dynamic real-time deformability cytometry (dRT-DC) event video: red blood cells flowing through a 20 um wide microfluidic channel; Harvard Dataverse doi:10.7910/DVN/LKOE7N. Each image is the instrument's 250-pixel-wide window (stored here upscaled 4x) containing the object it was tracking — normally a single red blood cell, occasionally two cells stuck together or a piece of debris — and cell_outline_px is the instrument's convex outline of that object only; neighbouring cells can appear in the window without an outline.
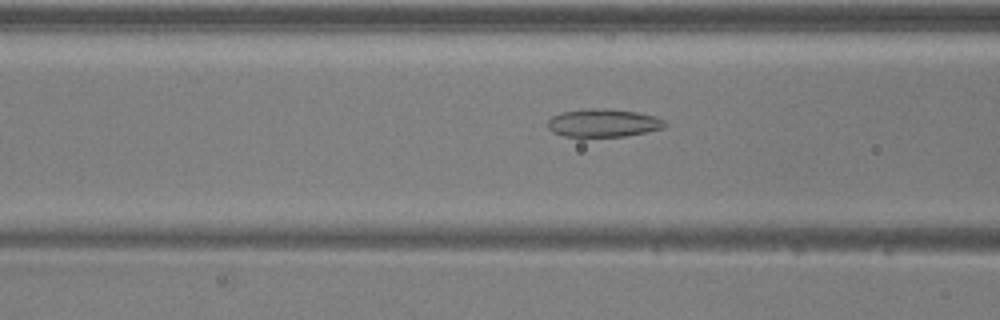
{"species": "common noctule bat (a hibernating species)", "species_latin": "Nyctalus noctula", "temperature_condition": "warm", "stored_images_in_passage": 32, "camera_frame_rate_fps": 3000, "um_per_image_px": 0.085, "animal": {"sex": "male", "body_mass_g": 20.5, "forearm_length_mm": 52.5}, "frame": {"image": 1, "passage_image": 12, "time_ms": 3.667, "image_size_px": [1000, 320], "cell_outline_px": [[668, 124], [664, 128], [624, 136], [564, 136], [552, 132], [548, 128], [548, 120], [552, 116], [560, 112], [588, 108], [604, 108], [636, 112], [656, 116], [664, 120]], "centroid_in_image_um": [51.27, 10.44], "position_along_channel_um": 115.3, "area_um2": 19.13}}
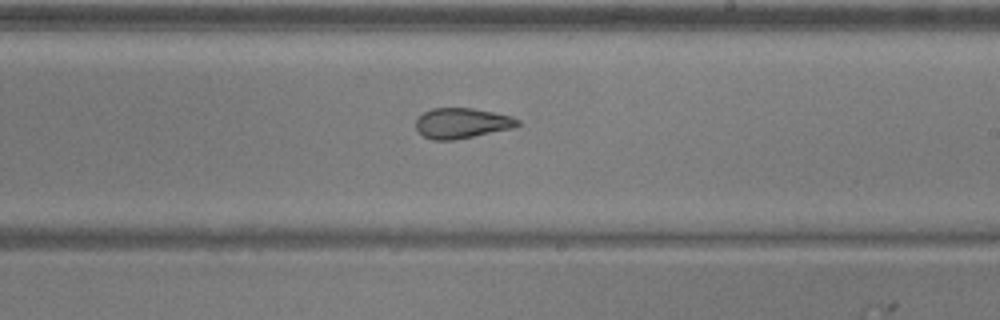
{"frame": {"image": 2, "passage_image": 22, "time_ms": 7.0, "image_size_px": [1000, 320], "cell_outline_px": [[520, 124], [512, 128], [456, 140], [432, 140], [424, 136], [416, 128], [416, 120], [424, 112], [432, 108], [472, 108], [512, 116], [520, 120]], "centroid_in_image_um": [39.26, 10.47], "position_along_channel_um": 249.7, "area_um2": 17.92}}
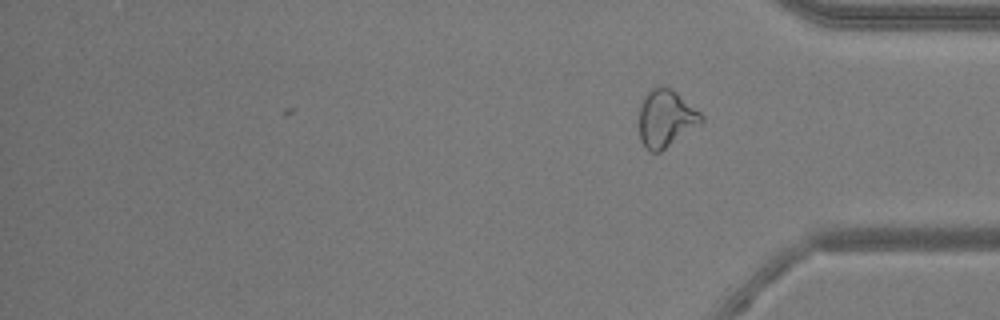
{"frame": {"image": 3, "passage_image": 32, "time_ms": 10.333, "image_size_px": [1000, 320], "cell_outline_px": [[704, 124], [660, 152], [652, 152], [644, 148], [640, 140], [640, 104], [644, 96], [652, 88], [672, 88], [700, 112], [704, 116]], "centroid_in_image_um": [56.64, 10.11], "position_along_channel_um": 378.6, "area_um2": 21.04}, "authors_computed_cell_mechanics": {"area_um2": 18.6983, "velocity_mm_per_s": 4.0308, "shape_relaxation_time_tau1_ms": null, "shape_relaxation_time_tau2_ms": 2.8969, "deformation_change_tau1": null, "deformation_change_tau2": 0.1202}}